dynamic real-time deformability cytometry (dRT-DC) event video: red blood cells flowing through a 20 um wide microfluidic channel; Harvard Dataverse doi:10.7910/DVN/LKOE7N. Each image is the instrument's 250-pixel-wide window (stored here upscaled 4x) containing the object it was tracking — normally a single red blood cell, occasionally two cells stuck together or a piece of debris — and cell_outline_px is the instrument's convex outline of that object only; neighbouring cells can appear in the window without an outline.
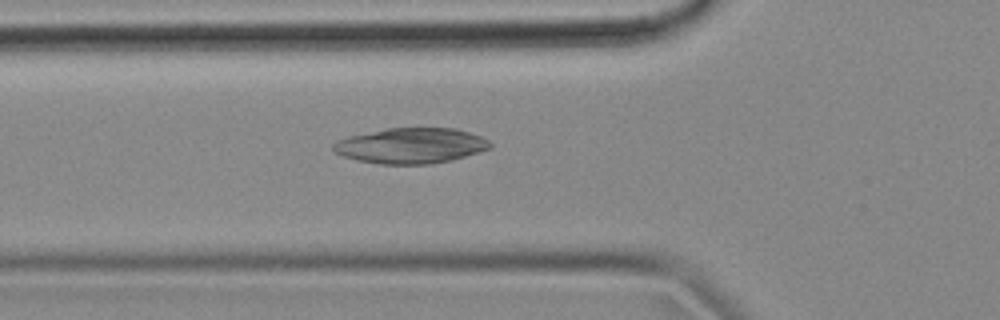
{"species": "common noctule bat (a hibernating species)", "species_latin": "Nyctalus noctula", "temperature_condition": "cold", "stored_images_in_passage": 54, "camera_frame_rate_fps": 3000, "um_per_image_px": 0.085, "animal": {"sex": "female", "body_mass_g": 18.4}, "frame": {"image": 1, "passage_image": 18, "time_ms": 5.667, "image_size_px": [1000, 320], "cell_outline_px": [[492, 148], [480, 152], [452, 160], [432, 164], [380, 164], [356, 160], [332, 152], [332, 144], [336, 140], [348, 136], [388, 128], [456, 128], [480, 136], [488, 140], [492, 144]], "centroid_in_image_um": [34.91, 12.39], "position_along_channel_um": 90.9, "area_um2": 32.66}}
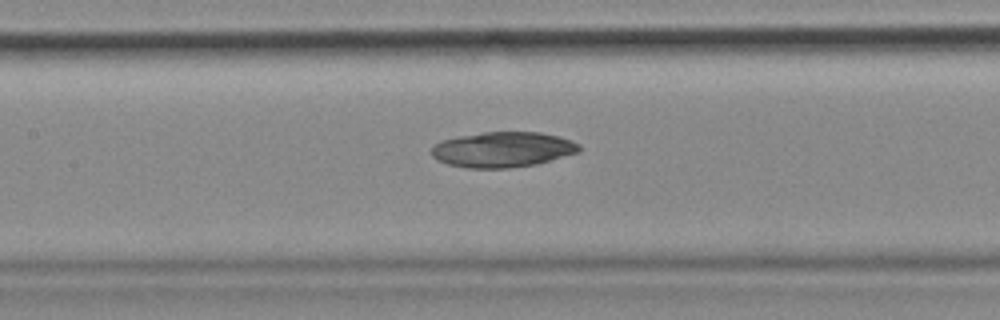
{"frame": {"image": 2, "passage_image": 24, "time_ms": 7.667, "image_size_px": [1000, 320], "cell_outline_px": [[580, 152], [552, 160], [536, 164], [508, 168], [468, 168], [448, 164], [436, 160], [432, 156], [432, 148], [436, 144], [444, 140], [456, 136], [484, 132], [540, 132], [560, 136], [572, 140], [580, 144]], "centroid_in_image_um": [42.77, 12.71], "position_along_channel_um": 164.6, "area_um2": 30.58}}
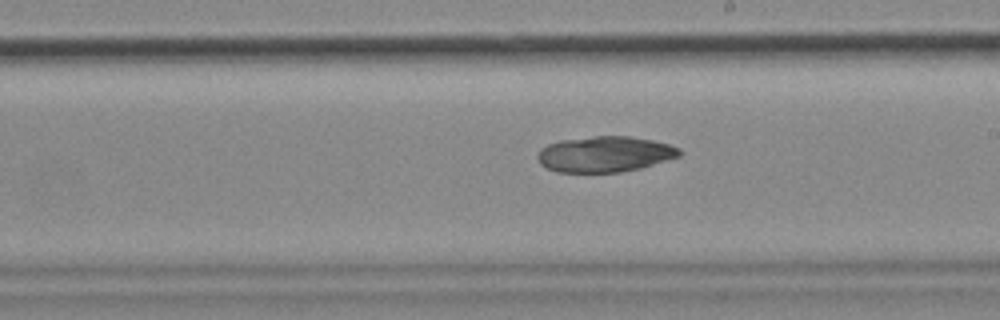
{"frame": {"image": 3, "passage_image": 30, "time_ms": 9.667, "image_size_px": [1000, 320], "cell_outline_px": [[684, 152], [680, 156], [640, 168], [620, 172], [556, 172], [540, 164], [536, 156], [540, 148], [548, 144], [560, 140], [592, 136], [628, 136], [652, 140], [668, 144], [680, 148]], "centroid_in_image_um": [51.4, 13.1], "position_along_channel_um": 237.6, "area_um2": 29.65}}